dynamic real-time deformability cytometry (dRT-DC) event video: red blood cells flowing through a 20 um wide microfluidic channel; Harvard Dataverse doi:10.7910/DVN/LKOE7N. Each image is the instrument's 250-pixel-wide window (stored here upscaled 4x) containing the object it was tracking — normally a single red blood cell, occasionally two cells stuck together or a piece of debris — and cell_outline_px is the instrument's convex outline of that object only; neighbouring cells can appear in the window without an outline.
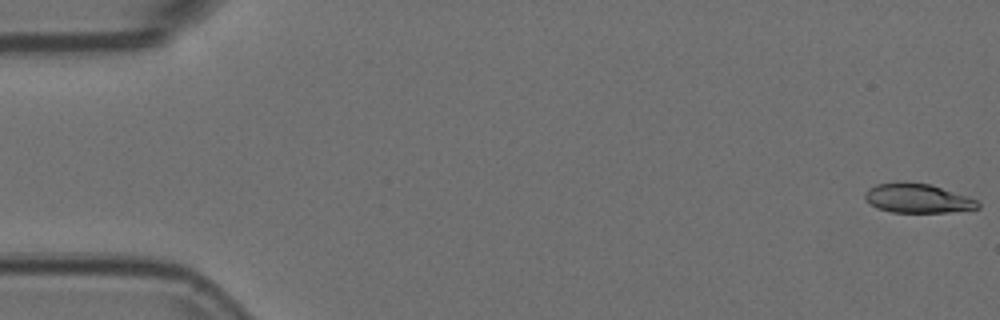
{"species": "Egyptian fruit bat (a non-hibernating species)", "species_latin": "Rousettus aegyptiacus", "temperature_condition": "room temperature", "stored_images_in_passage": 54, "camera_frame_rate_fps": 3000, "um_per_image_px": 0.085, "animal": {"sex": "female"}, "frame": {"image": 1, "passage_image": 1, "time_ms": 0.0, "image_size_px": [1000, 320], "cell_outline_px": [[980, 208], [948, 212], [892, 212], [880, 208], [864, 200], [864, 192], [868, 188], [876, 184], [904, 180], [932, 184], [968, 196], [976, 200], [980, 204]], "centroid_in_image_um": [77.98, 16.82], "position_along_channel_um": 7.0, "area_um2": 19.54}}
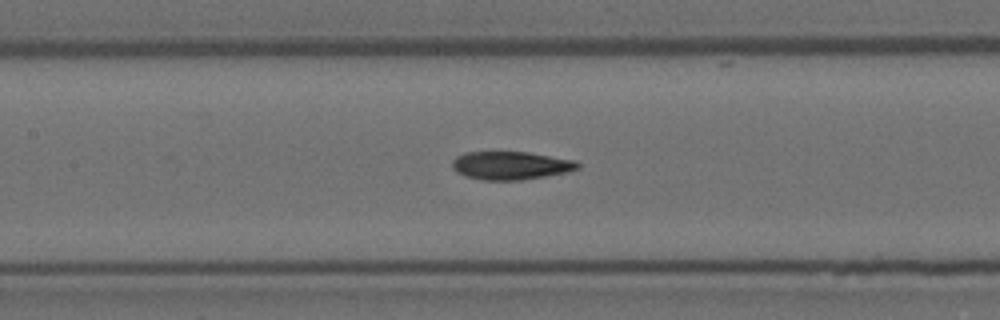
{"frame": {"image": 2, "passage_image": 25, "time_ms": 8.0, "image_size_px": [1000, 320], "cell_outline_px": [[580, 168], [568, 172], [520, 180], [484, 180], [464, 176], [456, 172], [452, 168], [452, 160], [456, 156], [464, 152], [528, 152], [576, 160], [580, 164]], "centroid_in_image_um": [43.4, 14.06], "position_along_channel_um": 164.0, "area_um2": 20.75}}
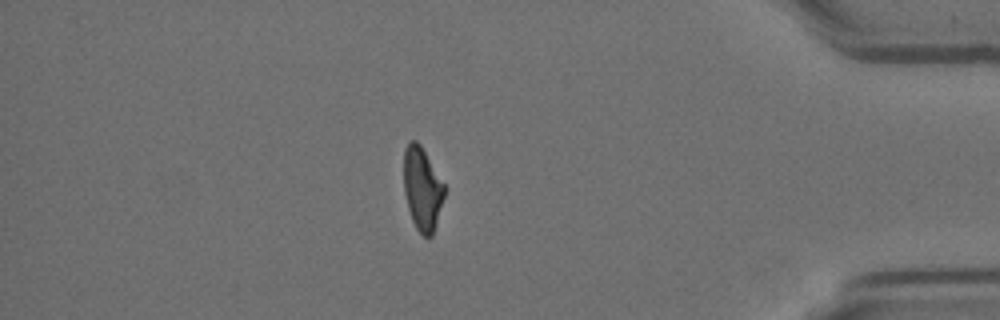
{"frame": {"image": 3, "passage_image": 47, "time_ms": 15.333, "image_size_px": [1000, 320], "cell_outline_px": [[444, 196], [432, 236], [424, 236], [416, 228], [412, 220], [408, 208], [404, 192], [404, 148], [412, 140], [416, 140], [420, 144], [444, 184]], "centroid_in_image_um": [35.87, 16.03], "position_along_channel_um": 399.3, "area_um2": 19.31}, "authors_computed_cell_mechanics": {"area_um2": 20.6924, "velocity_mm_per_s": 3.7466, "shape_relaxation_time_tau1_ms": null, "shape_relaxation_time_tau2_ms": 3.736, "deformation_change_tau1": null, "deformation_change_tau2": 0.1083}}